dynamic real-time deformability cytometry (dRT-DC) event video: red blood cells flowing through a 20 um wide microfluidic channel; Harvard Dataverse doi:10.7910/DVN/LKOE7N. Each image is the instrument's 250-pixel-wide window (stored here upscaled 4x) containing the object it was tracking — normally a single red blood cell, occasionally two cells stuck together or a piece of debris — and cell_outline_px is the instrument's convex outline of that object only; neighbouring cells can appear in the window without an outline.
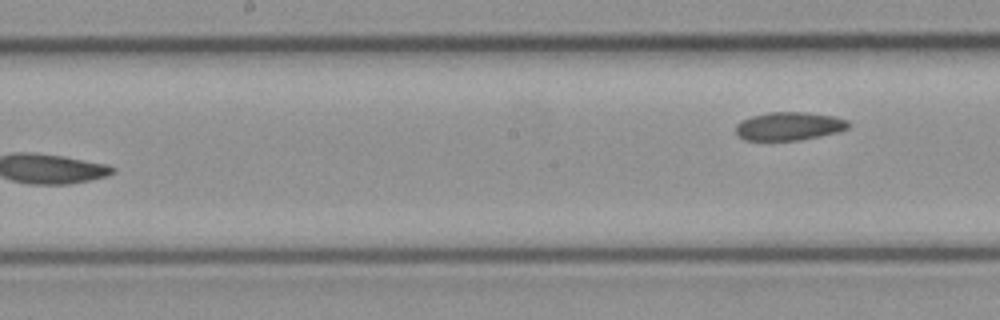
{"species": "common noctule bat (a hibernating species)", "species_latin": "Nyctalus noctula", "temperature_condition": "cold", "stored_images_in_passage": 16, "camera_frame_rate_fps": 3000, "um_per_image_px": 0.085, "animal": {"sex": "female", "body_mass_g": 21.9}, "frame": {"image": 1, "passage_image": 16, "time_ms": 5.0, "image_size_px": [1000, 320], "cell_outline_px": [[848, 128], [836, 132], [820, 136], [800, 140], [744, 140], [736, 132], [736, 124], [752, 116], [768, 112], [808, 112], [832, 116], [848, 120]], "centroid_in_image_um": [67.07, 10.72], "position_along_channel_um": 181.1, "area_um2": 18.38}}